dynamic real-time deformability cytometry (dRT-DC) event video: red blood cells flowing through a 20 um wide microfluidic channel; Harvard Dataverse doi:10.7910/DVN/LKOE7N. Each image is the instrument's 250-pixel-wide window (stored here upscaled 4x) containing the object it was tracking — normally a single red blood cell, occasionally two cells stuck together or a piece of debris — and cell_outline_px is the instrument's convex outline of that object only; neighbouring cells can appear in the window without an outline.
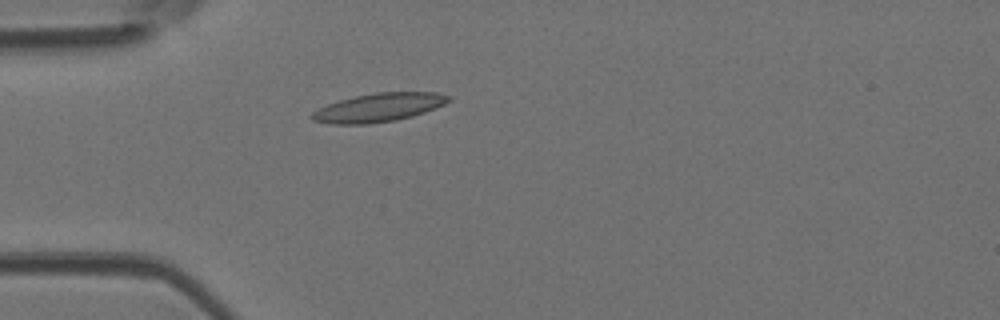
{"species": "Egyptian fruit bat (a non-hibernating species)", "species_latin": "Rousettus aegyptiacus", "temperature_condition": "room temperature", "stored_images_in_passage": 4, "camera_frame_rate_fps": 3000, "um_per_image_px": 0.085, "animal": {"sex": "female"}, "frame": {"image": 1, "passage_image": 4, "time_ms": 1.0, "image_size_px": [1000, 320], "cell_outline_px": [[452, 100], [436, 108], [412, 116], [396, 120], [368, 124], [332, 124], [312, 120], [308, 116], [312, 112], [328, 104], [340, 100], [356, 96], [376, 92], [436, 92], [452, 96]], "centroid_in_image_um": [32.21, 9.14], "position_along_channel_um": 52.8, "area_um2": 22.77}}